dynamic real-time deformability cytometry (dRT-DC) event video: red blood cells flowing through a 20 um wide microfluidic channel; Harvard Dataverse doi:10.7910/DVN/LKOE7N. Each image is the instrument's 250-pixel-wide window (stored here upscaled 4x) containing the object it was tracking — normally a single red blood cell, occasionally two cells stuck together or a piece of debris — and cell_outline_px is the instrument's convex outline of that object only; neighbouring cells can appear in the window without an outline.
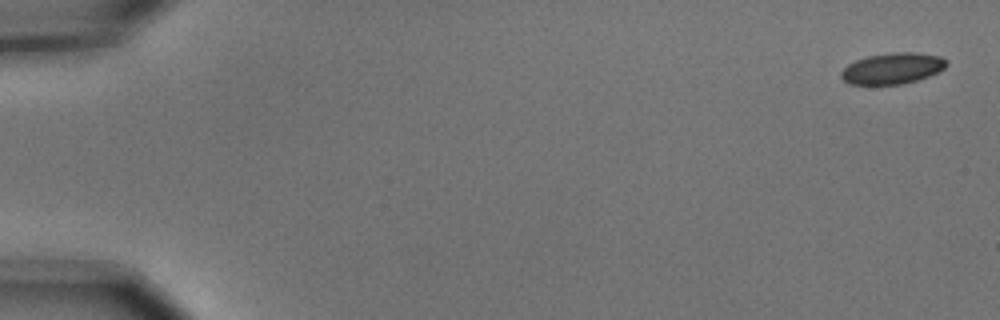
{"species": "common noctule bat (a hibernating species)", "species_latin": "Nyctalus noctula", "temperature_condition": "cold", "stored_images_in_passage": 7, "camera_frame_rate_fps": 3000, "um_per_image_px": 0.085, "animal": {"sex": "male", "body_mass_g": 15.6}, "frame": {"image": 1, "passage_image": 1, "time_ms": 0.0, "image_size_px": [1000, 320], "cell_outline_px": [[948, 64], [944, 68], [928, 76], [904, 84], [848, 84], [840, 76], [840, 72], [848, 64], [856, 60], [868, 56], [892, 52], [916, 52], [940, 56]], "centroid_in_image_um": [75.83, 5.81], "position_along_channel_um": 9.2, "area_um2": 18.96}}
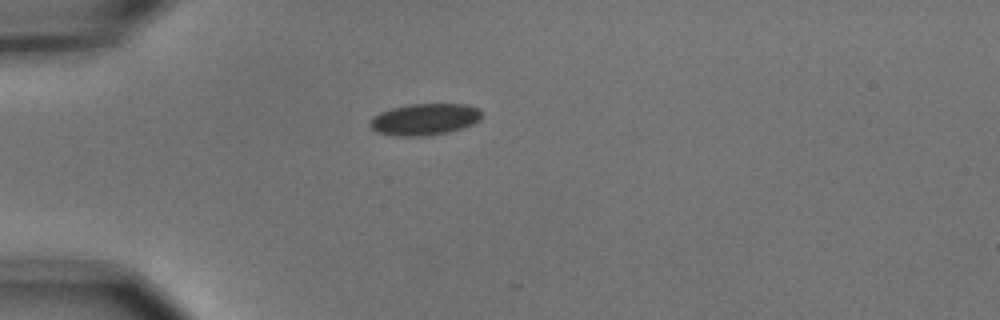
{"frame": {"image": 2, "passage_image": 5, "time_ms": 1.333, "image_size_px": [1000, 320], "cell_outline_px": [[480, 120], [472, 124], [448, 132], [424, 136], [392, 136], [376, 132], [368, 124], [372, 116], [380, 112], [392, 108], [408, 104], [468, 104], [480, 108]], "centroid_in_image_um": [36.06, 10.14], "position_along_channel_um": 48.9, "area_um2": 20.69}}
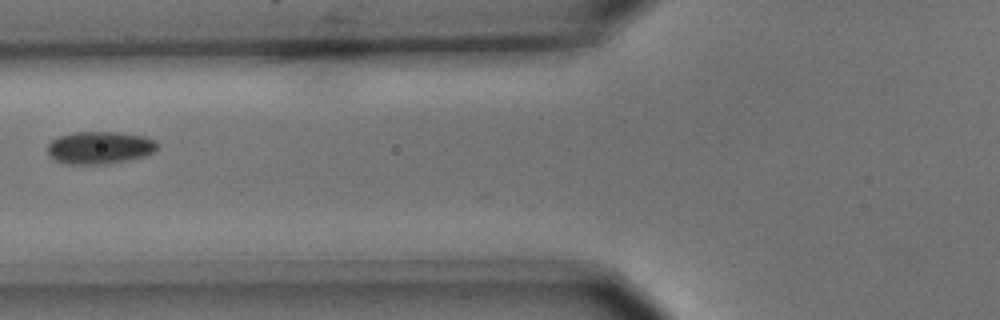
{"frame": {"image": 3, "passage_image": 7, "time_ms": 2.0, "image_size_px": [1000, 320], "cell_outline_px": [[160, 144], [156, 152], [144, 156], [128, 160], [104, 164], [64, 164], [48, 156], [48, 144], [52, 140], [60, 136], [72, 132], [120, 132], [144, 136], [156, 140]], "centroid_in_image_um": [8.51, 12.55], "position_along_channel_um": 117.3, "area_um2": 21.1}}